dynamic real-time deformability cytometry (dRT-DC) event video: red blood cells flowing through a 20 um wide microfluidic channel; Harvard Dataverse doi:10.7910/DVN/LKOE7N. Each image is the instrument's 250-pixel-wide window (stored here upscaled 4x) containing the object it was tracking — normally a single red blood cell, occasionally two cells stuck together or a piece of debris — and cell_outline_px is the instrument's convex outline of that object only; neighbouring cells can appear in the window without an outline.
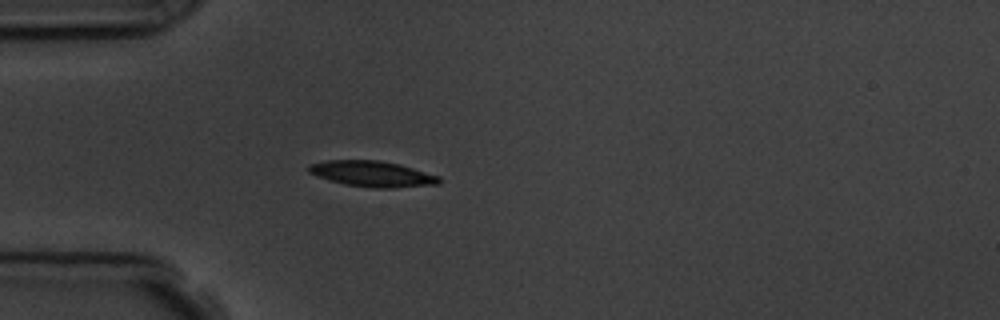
{"species": "common noctule bat (a hibernating species)", "species_latin": "Nyctalus noctula", "temperature_condition": "room temperature", "stored_images_in_passage": 5, "camera_frame_rate_fps": 3000, "um_per_image_px": 0.085, "animal": {"sex": "male", "body_mass_g": 19.5, "forearm_length_mm": 54.6}, "frame": {"image": 1, "passage_image": 5, "time_ms": 5.0, "image_size_px": [1000, 320], "cell_outline_px": [[440, 184], [392, 188], [372, 188], [344, 184], [316, 176], [308, 172], [308, 164], [328, 160], [380, 160], [400, 164], [440, 176]], "centroid_in_image_um": [31.64, 14.77], "position_along_channel_um": 53.4, "area_um2": 19.71}}